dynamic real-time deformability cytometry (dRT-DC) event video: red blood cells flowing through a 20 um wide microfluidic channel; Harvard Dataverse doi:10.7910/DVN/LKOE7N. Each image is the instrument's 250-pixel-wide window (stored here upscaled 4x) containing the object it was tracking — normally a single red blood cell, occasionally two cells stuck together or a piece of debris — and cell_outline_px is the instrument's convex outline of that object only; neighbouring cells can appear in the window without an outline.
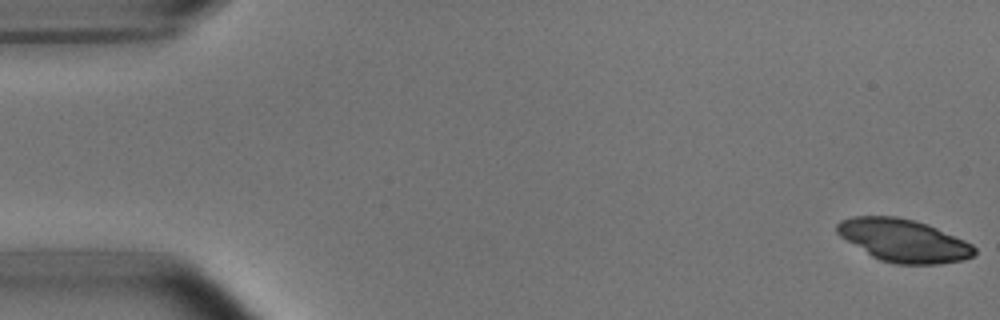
{"species": "common noctule bat (a hibernating species)", "species_latin": "Nyctalus noctula", "temperature_condition": "room temperature", "stored_images_in_passage": 51, "camera_frame_rate_fps": 3000, "um_per_image_px": 0.085, "animal": {"sex": "male", "body_mass_g": 15.6}, "frame": {"image": 1, "passage_image": 1, "time_ms": 0.0, "image_size_px": [1000, 320], "cell_outline_px": [[976, 252], [972, 256], [964, 260], [940, 264], [896, 264], [880, 260], [872, 256], [840, 236], [836, 232], [836, 224], [840, 220], [852, 216], [896, 216], [928, 224], [964, 240], [972, 244], [976, 248]], "centroid_in_image_um": [76.8, 20.44], "position_along_channel_um": 8.2, "area_um2": 34.16}}